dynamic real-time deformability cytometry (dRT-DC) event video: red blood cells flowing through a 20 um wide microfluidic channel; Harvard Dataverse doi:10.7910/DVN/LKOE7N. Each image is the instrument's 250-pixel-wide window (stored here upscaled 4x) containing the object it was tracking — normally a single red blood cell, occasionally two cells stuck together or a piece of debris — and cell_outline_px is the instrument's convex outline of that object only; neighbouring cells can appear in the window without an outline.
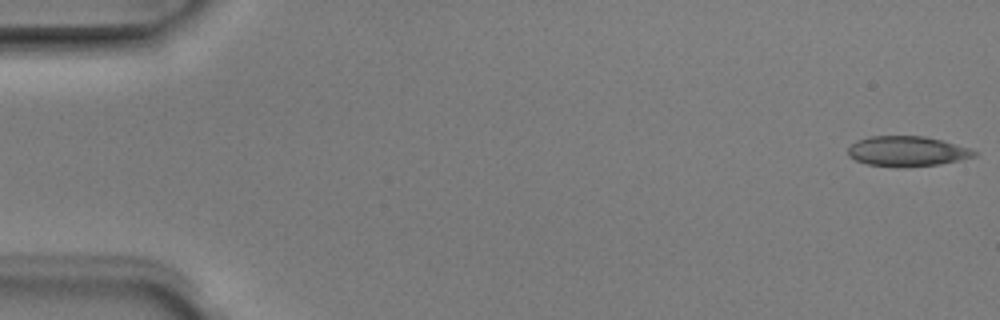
{"species": "Egyptian fruit bat (a non-hibernating species)", "species_latin": "Rousettus aegyptiacus", "temperature_condition": "room temperature", "stored_images_in_passage": 4, "segment_of_instrument_passage": [2, 2], "camera_frame_rate_fps": 3000, "um_per_image_px": 0.085, "animal": {"sex": "male"}, "frame": {"image": 1, "passage_image": 4, "time_ms": 1.0, "image_size_px": [1000, 320], "cell_outline_px": [[976, 156], [940, 164], [900, 168], [868, 164], [856, 160], [848, 156], [848, 148], [856, 140], [868, 136], [924, 136], [944, 140], [968, 148], [976, 152]], "centroid_in_image_um": [77.07, 12.86], "position_along_channel_um": 7.9, "area_um2": 22.25}}